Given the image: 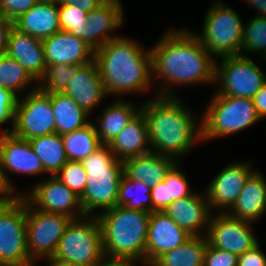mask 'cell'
<instances>
[{"label":"cell","instance_id":"1","mask_svg":"<svg viewBox=\"0 0 266 266\" xmlns=\"http://www.w3.org/2000/svg\"><path fill=\"white\" fill-rule=\"evenodd\" d=\"M150 51L153 84L158 87L156 95L179 96L176 86H213L216 59L191 29L168 28Z\"/></svg>","mask_w":266,"mask_h":266},{"label":"cell","instance_id":"2","mask_svg":"<svg viewBox=\"0 0 266 266\" xmlns=\"http://www.w3.org/2000/svg\"><path fill=\"white\" fill-rule=\"evenodd\" d=\"M141 104L151 152L182 162L195 144L202 143L201 112L196 115L180 96L155 95Z\"/></svg>","mask_w":266,"mask_h":266},{"label":"cell","instance_id":"3","mask_svg":"<svg viewBox=\"0 0 266 266\" xmlns=\"http://www.w3.org/2000/svg\"><path fill=\"white\" fill-rule=\"evenodd\" d=\"M108 97L145 94L152 87V56L136 39L120 36L94 51Z\"/></svg>","mask_w":266,"mask_h":266},{"label":"cell","instance_id":"4","mask_svg":"<svg viewBox=\"0 0 266 266\" xmlns=\"http://www.w3.org/2000/svg\"><path fill=\"white\" fill-rule=\"evenodd\" d=\"M150 212L116 205L99 213L104 256L131 259L145 264Z\"/></svg>","mask_w":266,"mask_h":266},{"label":"cell","instance_id":"5","mask_svg":"<svg viewBox=\"0 0 266 266\" xmlns=\"http://www.w3.org/2000/svg\"><path fill=\"white\" fill-rule=\"evenodd\" d=\"M81 162L87 174L86 187L80 197L82 209L85 215L98 216L117 205L122 161L114 156L108 144H102Z\"/></svg>","mask_w":266,"mask_h":266},{"label":"cell","instance_id":"6","mask_svg":"<svg viewBox=\"0 0 266 266\" xmlns=\"http://www.w3.org/2000/svg\"><path fill=\"white\" fill-rule=\"evenodd\" d=\"M202 142L237 134L261 122L253 100L214 93L201 111Z\"/></svg>","mask_w":266,"mask_h":266},{"label":"cell","instance_id":"7","mask_svg":"<svg viewBox=\"0 0 266 266\" xmlns=\"http://www.w3.org/2000/svg\"><path fill=\"white\" fill-rule=\"evenodd\" d=\"M201 27L196 33L205 49L215 58L241 55L244 21L222 0H210Z\"/></svg>","mask_w":266,"mask_h":266},{"label":"cell","instance_id":"8","mask_svg":"<svg viewBox=\"0 0 266 266\" xmlns=\"http://www.w3.org/2000/svg\"><path fill=\"white\" fill-rule=\"evenodd\" d=\"M104 257L97 216L72 219L50 260L95 266Z\"/></svg>","mask_w":266,"mask_h":266},{"label":"cell","instance_id":"9","mask_svg":"<svg viewBox=\"0 0 266 266\" xmlns=\"http://www.w3.org/2000/svg\"><path fill=\"white\" fill-rule=\"evenodd\" d=\"M266 84V71L248 56H226L215 61L216 94L252 99Z\"/></svg>","mask_w":266,"mask_h":266},{"label":"cell","instance_id":"10","mask_svg":"<svg viewBox=\"0 0 266 266\" xmlns=\"http://www.w3.org/2000/svg\"><path fill=\"white\" fill-rule=\"evenodd\" d=\"M35 264L27 252L26 199L0 201V266Z\"/></svg>","mask_w":266,"mask_h":266},{"label":"cell","instance_id":"11","mask_svg":"<svg viewBox=\"0 0 266 266\" xmlns=\"http://www.w3.org/2000/svg\"><path fill=\"white\" fill-rule=\"evenodd\" d=\"M71 220L63 214L40 211L26 200L27 252L33 263L52 258Z\"/></svg>","mask_w":266,"mask_h":266},{"label":"cell","instance_id":"12","mask_svg":"<svg viewBox=\"0 0 266 266\" xmlns=\"http://www.w3.org/2000/svg\"><path fill=\"white\" fill-rule=\"evenodd\" d=\"M11 133L26 140L55 133L51 93L37 87L18 97Z\"/></svg>","mask_w":266,"mask_h":266},{"label":"cell","instance_id":"13","mask_svg":"<svg viewBox=\"0 0 266 266\" xmlns=\"http://www.w3.org/2000/svg\"><path fill=\"white\" fill-rule=\"evenodd\" d=\"M0 167L7 186L16 196H22L23 189L18 190L15 187L14 181L9 177L10 174L31 177L49 175L29 140L19 138L11 132L0 133Z\"/></svg>","mask_w":266,"mask_h":266},{"label":"cell","instance_id":"14","mask_svg":"<svg viewBox=\"0 0 266 266\" xmlns=\"http://www.w3.org/2000/svg\"><path fill=\"white\" fill-rule=\"evenodd\" d=\"M34 208L46 212L63 214L72 219L85 215L80 197L62 183L55 175L37 180L22 195Z\"/></svg>","mask_w":266,"mask_h":266},{"label":"cell","instance_id":"15","mask_svg":"<svg viewBox=\"0 0 266 266\" xmlns=\"http://www.w3.org/2000/svg\"><path fill=\"white\" fill-rule=\"evenodd\" d=\"M253 224L232 217L228 213H213L205 235L207 243L240 256L259 243Z\"/></svg>","mask_w":266,"mask_h":266},{"label":"cell","instance_id":"16","mask_svg":"<svg viewBox=\"0 0 266 266\" xmlns=\"http://www.w3.org/2000/svg\"><path fill=\"white\" fill-rule=\"evenodd\" d=\"M251 163L252 160L232 161L214 176L206 189H203L213 213H228L231 210L246 181L256 170Z\"/></svg>","mask_w":266,"mask_h":266},{"label":"cell","instance_id":"17","mask_svg":"<svg viewBox=\"0 0 266 266\" xmlns=\"http://www.w3.org/2000/svg\"><path fill=\"white\" fill-rule=\"evenodd\" d=\"M123 9L120 0H106L91 10L80 26V39L97 50L110 40L120 37L116 31L123 27L126 21Z\"/></svg>","mask_w":266,"mask_h":266},{"label":"cell","instance_id":"18","mask_svg":"<svg viewBox=\"0 0 266 266\" xmlns=\"http://www.w3.org/2000/svg\"><path fill=\"white\" fill-rule=\"evenodd\" d=\"M191 235L164 211L150 212L145 265H151L163 253L181 246Z\"/></svg>","mask_w":266,"mask_h":266},{"label":"cell","instance_id":"19","mask_svg":"<svg viewBox=\"0 0 266 266\" xmlns=\"http://www.w3.org/2000/svg\"><path fill=\"white\" fill-rule=\"evenodd\" d=\"M164 212L191 236L206 235L213 214L205 191L197 189L170 203Z\"/></svg>","mask_w":266,"mask_h":266},{"label":"cell","instance_id":"20","mask_svg":"<svg viewBox=\"0 0 266 266\" xmlns=\"http://www.w3.org/2000/svg\"><path fill=\"white\" fill-rule=\"evenodd\" d=\"M62 93L71 97L91 116L108 97L96 61L80 65Z\"/></svg>","mask_w":266,"mask_h":266},{"label":"cell","instance_id":"21","mask_svg":"<svg viewBox=\"0 0 266 266\" xmlns=\"http://www.w3.org/2000/svg\"><path fill=\"white\" fill-rule=\"evenodd\" d=\"M46 65H83L94 60V49L68 31H58L42 40Z\"/></svg>","mask_w":266,"mask_h":266},{"label":"cell","instance_id":"22","mask_svg":"<svg viewBox=\"0 0 266 266\" xmlns=\"http://www.w3.org/2000/svg\"><path fill=\"white\" fill-rule=\"evenodd\" d=\"M5 54L18 61L37 83L43 77L47 65L42 40L13 27Z\"/></svg>","mask_w":266,"mask_h":266},{"label":"cell","instance_id":"23","mask_svg":"<svg viewBox=\"0 0 266 266\" xmlns=\"http://www.w3.org/2000/svg\"><path fill=\"white\" fill-rule=\"evenodd\" d=\"M13 27L40 40L52 36L61 30L59 4L56 0H39L13 21Z\"/></svg>","mask_w":266,"mask_h":266},{"label":"cell","instance_id":"24","mask_svg":"<svg viewBox=\"0 0 266 266\" xmlns=\"http://www.w3.org/2000/svg\"><path fill=\"white\" fill-rule=\"evenodd\" d=\"M228 214L254 224L266 215V179L257 168L246 181Z\"/></svg>","mask_w":266,"mask_h":266},{"label":"cell","instance_id":"25","mask_svg":"<svg viewBox=\"0 0 266 266\" xmlns=\"http://www.w3.org/2000/svg\"><path fill=\"white\" fill-rule=\"evenodd\" d=\"M177 162L171 156L149 152L122 161L123 175L130 180L146 183L152 188L164 181L166 174Z\"/></svg>","mask_w":266,"mask_h":266},{"label":"cell","instance_id":"26","mask_svg":"<svg viewBox=\"0 0 266 266\" xmlns=\"http://www.w3.org/2000/svg\"><path fill=\"white\" fill-rule=\"evenodd\" d=\"M141 105L121 98H113L111 103L105 105L101 113L94 117V126L101 143L109 144L141 111Z\"/></svg>","mask_w":266,"mask_h":266},{"label":"cell","instance_id":"27","mask_svg":"<svg viewBox=\"0 0 266 266\" xmlns=\"http://www.w3.org/2000/svg\"><path fill=\"white\" fill-rule=\"evenodd\" d=\"M108 146L120 161L151 152L148 126L143 113L140 111Z\"/></svg>","mask_w":266,"mask_h":266},{"label":"cell","instance_id":"28","mask_svg":"<svg viewBox=\"0 0 266 266\" xmlns=\"http://www.w3.org/2000/svg\"><path fill=\"white\" fill-rule=\"evenodd\" d=\"M51 106L55 118V133L61 136L81 129L91 122L90 115L63 93H51Z\"/></svg>","mask_w":266,"mask_h":266},{"label":"cell","instance_id":"29","mask_svg":"<svg viewBox=\"0 0 266 266\" xmlns=\"http://www.w3.org/2000/svg\"><path fill=\"white\" fill-rule=\"evenodd\" d=\"M207 244L205 235L191 236L181 246L163 253L150 266H203Z\"/></svg>","mask_w":266,"mask_h":266},{"label":"cell","instance_id":"30","mask_svg":"<svg viewBox=\"0 0 266 266\" xmlns=\"http://www.w3.org/2000/svg\"><path fill=\"white\" fill-rule=\"evenodd\" d=\"M35 154L40 159L44 170L49 175L56 173L67 163L61 135L57 133L35 137L29 140Z\"/></svg>","mask_w":266,"mask_h":266},{"label":"cell","instance_id":"31","mask_svg":"<svg viewBox=\"0 0 266 266\" xmlns=\"http://www.w3.org/2000/svg\"><path fill=\"white\" fill-rule=\"evenodd\" d=\"M61 137L69 161H82L102 145L93 120L85 127Z\"/></svg>","mask_w":266,"mask_h":266},{"label":"cell","instance_id":"32","mask_svg":"<svg viewBox=\"0 0 266 266\" xmlns=\"http://www.w3.org/2000/svg\"><path fill=\"white\" fill-rule=\"evenodd\" d=\"M0 87L21 97L36 89L37 82L18 61L3 54L0 55Z\"/></svg>","mask_w":266,"mask_h":266},{"label":"cell","instance_id":"33","mask_svg":"<svg viewBox=\"0 0 266 266\" xmlns=\"http://www.w3.org/2000/svg\"><path fill=\"white\" fill-rule=\"evenodd\" d=\"M151 190L146 183L130 180L123 175L119 184L117 205L152 212Z\"/></svg>","mask_w":266,"mask_h":266},{"label":"cell","instance_id":"34","mask_svg":"<svg viewBox=\"0 0 266 266\" xmlns=\"http://www.w3.org/2000/svg\"><path fill=\"white\" fill-rule=\"evenodd\" d=\"M250 18L244 22L241 55L259 54L266 62V17L253 15Z\"/></svg>","mask_w":266,"mask_h":266},{"label":"cell","instance_id":"35","mask_svg":"<svg viewBox=\"0 0 266 266\" xmlns=\"http://www.w3.org/2000/svg\"><path fill=\"white\" fill-rule=\"evenodd\" d=\"M78 67V65L68 64L49 65L38 81L37 87L46 93H62Z\"/></svg>","mask_w":266,"mask_h":266},{"label":"cell","instance_id":"36","mask_svg":"<svg viewBox=\"0 0 266 266\" xmlns=\"http://www.w3.org/2000/svg\"><path fill=\"white\" fill-rule=\"evenodd\" d=\"M181 167L182 162L178 161L166 174L164 179L168 192V205L175 200L190 196L196 190L189 186L190 182L187 174Z\"/></svg>","mask_w":266,"mask_h":266},{"label":"cell","instance_id":"37","mask_svg":"<svg viewBox=\"0 0 266 266\" xmlns=\"http://www.w3.org/2000/svg\"><path fill=\"white\" fill-rule=\"evenodd\" d=\"M76 195L81 197L86 187L87 174L81 161H67L55 175Z\"/></svg>","mask_w":266,"mask_h":266},{"label":"cell","instance_id":"38","mask_svg":"<svg viewBox=\"0 0 266 266\" xmlns=\"http://www.w3.org/2000/svg\"><path fill=\"white\" fill-rule=\"evenodd\" d=\"M87 12L80 7L59 4V23L62 31L80 38V26L87 18Z\"/></svg>","mask_w":266,"mask_h":266},{"label":"cell","instance_id":"39","mask_svg":"<svg viewBox=\"0 0 266 266\" xmlns=\"http://www.w3.org/2000/svg\"><path fill=\"white\" fill-rule=\"evenodd\" d=\"M18 96L11 90L0 87V133L11 132L14 127ZM10 124L3 129L1 126Z\"/></svg>","mask_w":266,"mask_h":266},{"label":"cell","instance_id":"40","mask_svg":"<svg viewBox=\"0 0 266 266\" xmlns=\"http://www.w3.org/2000/svg\"><path fill=\"white\" fill-rule=\"evenodd\" d=\"M238 256L207 244L203 266H237Z\"/></svg>","mask_w":266,"mask_h":266},{"label":"cell","instance_id":"41","mask_svg":"<svg viewBox=\"0 0 266 266\" xmlns=\"http://www.w3.org/2000/svg\"><path fill=\"white\" fill-rule=\"evenodd\" d=\"M39 0H0V14L14 21L29 11Z\"/></svg>","mask_w":266,"mask_h":266},{"label":"cell","instance_id":"42","mask_svg":"<svg viewBox=\"0 0 266 266\" xmlns=\"http://www.w3.org/2000/svg\"><path fill=\"white\" fill-rule=\"evenodd\" d=\"M261 244H256L252 249L238 256L237 266H266V254L261 249Z\"/></svg>","mask_w":266,"mask_h":266},{"label":"cell","instance_id":"43","mask_svg":"<svg viewBox=\"0 0 266 266\" xmlns=\"http://www.w3.org/2000/svg\"><path fill=\"white\" fill-rule=\"evenodd\" d=\"M152 212L164 211L168 206V192L165 182H160L151 190Z\"/></svg>","mask_w":266,"mask_h":266},{"label":"cell","instance_id":"44","mask_svg":"<svg viewBox=\"0 0 266 266\" xmlns=\"http://www.w3.org/2000/svg\"><path fill=\"white\" fill-rule=\"evenodd\" d=\"M13 28V21L0 14V55L6 53L8 36Z\"/></svg>","mask_w":266,"mask_h":266},{"label":"cell","instance_id":"45","mask_svg":"<svg viewBox=\"0 0 266 266\" xmlns=\"http://www.w3.org/2000/svg\"><path fill=\"white\" fill-rule=\"evenodd\" d=\"M105 1L106 0H56V2L60 5L78 6L87 13L96 9Z\"/></svg>","mask_w":266,"mask_h":266},{"label":"cell","instance_id":"46","mask_svg":"<svg viewBox=\"0 0 266 266\" xmlns=\"http://www.w3.org/2000/svg\"><path fill=\"white\" fill-rule=\"evenodd\" d=\"M252 100L261 121L266 120V84L261 87Z\"/></svg>","mask_w":266,"mask_h":266},{"label":"cell","instance_id":"47","mask_svg":"<svg viewBox=\"0 0 266 266\" xmlns=\"http://www.w3.org/2000/svg\"><path fill=\"white\" fill-rule=\"evenodd\" d=\"M137 264V265H136ZM145 266V264L131 259L103 257L95 266Z\"/></svg>","mask_w":266,"mask_h":266},{"label":"cell","instance_id":"48","mask_svg":"<svg viewBox=\"0 0 266 266\" xmlns=\"http://www.w3.org/2000/svg\"><path fill=\"white\" fill-rule=\"evenodd\" d=\"M15 197L16 195L7 186L2 176L1 167H0V201H7Z\"/></svg>","mask_w":266,"mask_h":266},{"label":"cell","instance_id":"49","mask_svg":"<svg viewBox=\"0 0 266 266\" xmlns=\"http://www.w3.org/2000/svg\"><path fill=\"white\" fill-rule=\"evenodd\" d=\"M246 4L253 7L258 16L266 17V0H242Z\"/></svg>","mask_w":266,"mask_h":266},{"label":"cell","instance_id":"50","mask_svg":"<svg viewBox=\"0 0 266 266\" xmlns=\"http://www.w3.org/2000/svg\"><path fill=\"white\" fill-rule=\"evenodd\" d=\"M46 266H86L83 264H77L74 262H65L60 260H48L45 262Z\"/></svg>","mask_w":266,"mask_h":266},{"label":"cell","instance_id":"51","mask_svg":"<svg viewBox=\"0 0 266 266\" xmlns=\"http://www.w3.org/2000/svg\"><path fill=\"white\" fill-rule=\"evenodd\" d=\"M4 266H37V264H25V265H4Z\"/></svg>","mask_w":266,"mask_h":266}]
</instances>
